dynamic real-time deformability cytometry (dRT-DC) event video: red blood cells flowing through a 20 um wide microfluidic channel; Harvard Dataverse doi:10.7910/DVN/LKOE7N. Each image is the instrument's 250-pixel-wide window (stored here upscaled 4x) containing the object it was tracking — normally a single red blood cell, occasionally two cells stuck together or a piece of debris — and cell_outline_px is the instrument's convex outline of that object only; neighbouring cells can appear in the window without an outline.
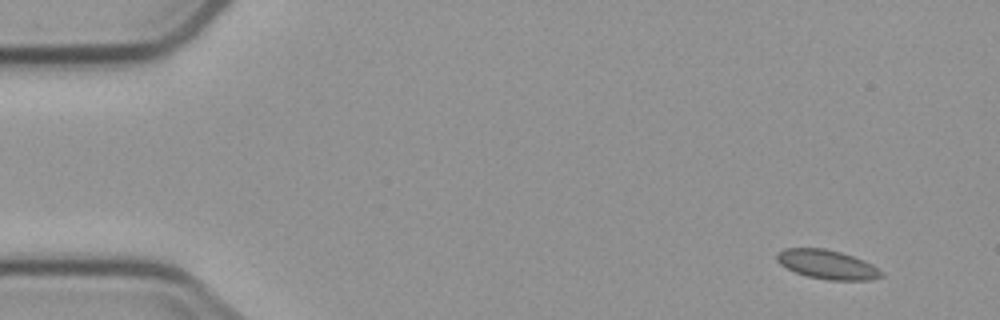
{"species": "common noctule bat (a hibernating species)", "species_latin": "Nyctalus noctula", "temperature_condition": "cold", "stored_images_in_passage": 5, "camera_frame_rate_fps": 3000, "um_per_image_px": 0.085, "animal": {"sex": "male", "body_mass_g": 23.1, "forearm_length_mm": 52.7}, "frame": {"image": 1, "passage_image": 1, "time_ms": 0.0, "image_size_px": [1000, 320], "cell_outline_px": [[884, 276], [872, 280], [828, 280], [808, 276], [796, 272], [780, 264], [776, 260], [776, 252], [784, 248], [824, 248], [840, 252], [864, 260], [872, 264], [884, 272]], "centroid_in_image_um": [70.33, 22.48], "position_along_channel_um": 14.7, "area_um2": 17.8}}
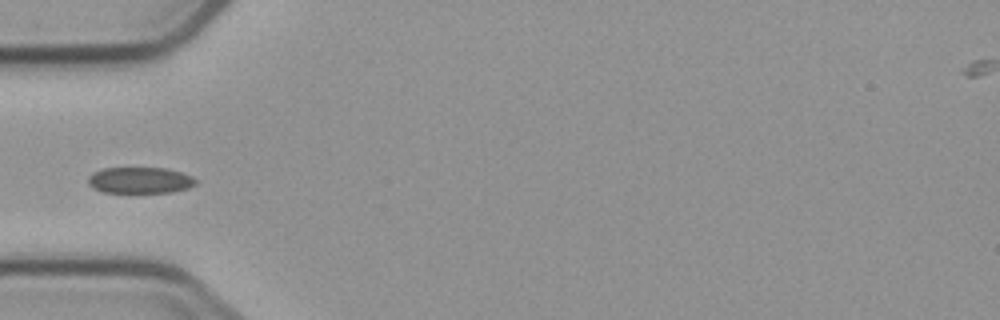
{"frame": {"image": 2, "passage_image": 5, "time_ms": 4.667, "image_size_px": [1000, 320], "cell_outline_px": [[196, 184], [188, 188], [172, 192], [128, 196], [100, 192], [92, 188], [88, 184], [88, 176], [92, 172], [100, 168], [168, 168], [192, 176], [196, 180]], "centroid_in_image_um": [11.82, 15.38], "position_along_channel_um": 73.2, "area_um2": 17.63}}